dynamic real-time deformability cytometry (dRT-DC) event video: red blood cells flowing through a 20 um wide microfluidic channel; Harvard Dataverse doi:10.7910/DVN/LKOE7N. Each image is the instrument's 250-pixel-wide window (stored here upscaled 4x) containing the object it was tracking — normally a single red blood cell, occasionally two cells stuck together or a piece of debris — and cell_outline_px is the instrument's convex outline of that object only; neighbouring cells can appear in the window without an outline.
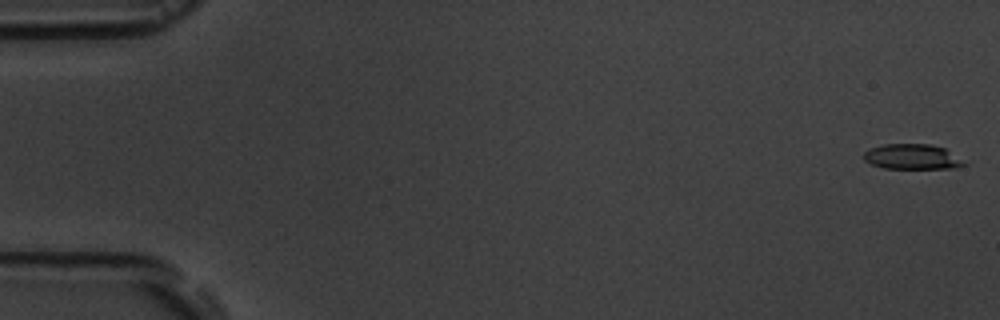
{"species": "common noctule bat (a hibernating species)", "species_latin": "Nyctalus noctula", "temperature_condition": "room temperature", "stored_images_in_passage": 11, "camera_frame_rate_fps": 3000, "um_per_image_px": 0.085, "animal": {"sex": "male", "body_mass_g": 19.5, "forearm_length_mm": 54.6}, "frame": {"image": 1, "passage_image": 1, "time_ms": 0.0, "image_size_px": [1000, 320], "cell_outline_px": [[968, 164], [956, 168], [884, 168], [872, 164], [864, 160], [864, 152], [872, 148], [884, 144], [928, 144], [944, 148]], "centroid_in_image_um": [77.54, 13.33], "position_along_channel_um": 7.5, "area_um2": 14.51}}
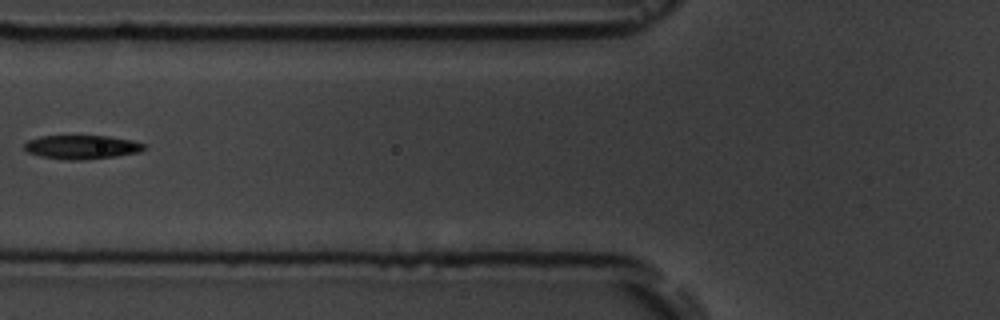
{"frame": {"image": 2, "passage_image": 7, "time_ms": 7.0, "image_size_px": [1000, 320], "cell_outline_px": [[144, 148], [140, 152], [116, 156], [80, 160], [68, 160], [40, 156], [28, 152], [24, 148], [24, 144], [28, 140], [40, 136], [108, 136], [132, 140], [144, 144]], "centroid_in_image_um": [6.93, 12.5], "position_along_channel_um": 118.9, "area_um2": 16.53}}
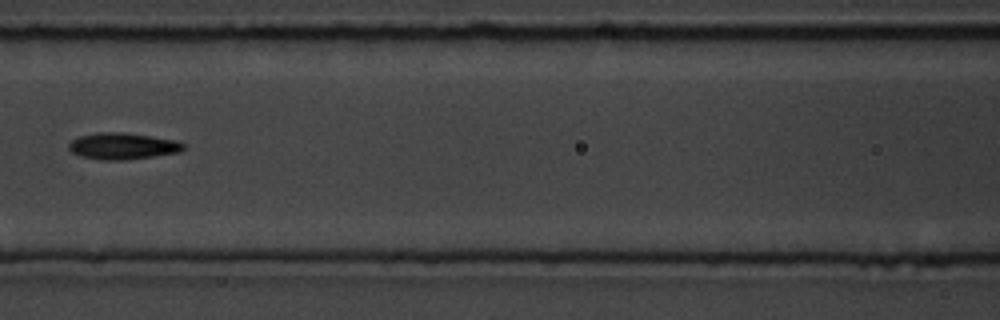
{"frame": {"image": 3, "passage_image": 8, "time_ms": 8.0, "image_size_px": [1000, 320], "cell_outline_px": [[184, 148], [180, 152], [128, 160], [100, 160], [80, 156], [72, 152], [68, 148], [68, 144], [72, 140], [80, 136], [96, 132], [124, 132], [152, 136], [172, 140], [184, 144]], "centroid_in_image_um": [10.39, 12.42], "position_along_channel_um": 156.2, "area_um2": 17.74}}